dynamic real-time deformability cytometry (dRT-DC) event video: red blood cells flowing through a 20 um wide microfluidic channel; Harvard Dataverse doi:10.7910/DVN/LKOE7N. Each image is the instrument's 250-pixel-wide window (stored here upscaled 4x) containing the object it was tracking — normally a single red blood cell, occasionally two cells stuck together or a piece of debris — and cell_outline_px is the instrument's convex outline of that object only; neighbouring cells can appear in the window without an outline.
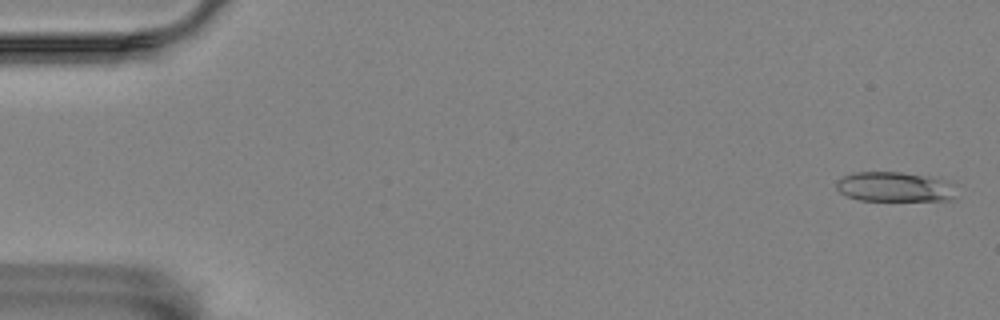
{"species": "Egyptian fruit bat (a non-hibernating species)", "species_latin": "Rousettus aegyptiacus", "temperature_condition": "room temperature", "stored_images_in_passage": 6, "camera_frame_rate_fps": 3000, "um_per_image_px": 0.085, "animal": {"sex": "female"}, "frame": {"image": 1, "passage_image": 1, "time_ms": 0.0, "image_size_px": [1000, 320], "cell_outline_px": [[960, 184], [956, 200], [860, 200], [844, 196], [836, 188], [836, 180], [852, 172], [900, 172], [924, 176]], "centroid_in_image_um": [76.12, 15.89], "position_along_channel_um": 8.9, "area_um2": 21.27}}
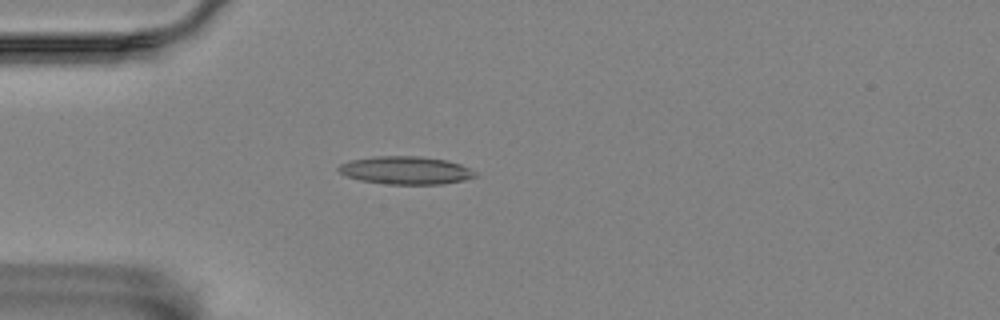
{"frame": {"image": 2, "passage_image": 5, "time_ms": 4.667, "image_size_px": [1000, 320], "cell_outline_px": [[480, 176], [464, 180], [444, 184], [388, 184], [360, 180], [348, 176], [340, 172], [336, 168], [340, 164], [352, 160], [372, 156], [420, 156], [448, 160], [460, 164], [476, 172]], "centroid_in_image_um": [34.53, 14.47], "position_along_channel_um": 50.5, "area_um2": 22.31}}